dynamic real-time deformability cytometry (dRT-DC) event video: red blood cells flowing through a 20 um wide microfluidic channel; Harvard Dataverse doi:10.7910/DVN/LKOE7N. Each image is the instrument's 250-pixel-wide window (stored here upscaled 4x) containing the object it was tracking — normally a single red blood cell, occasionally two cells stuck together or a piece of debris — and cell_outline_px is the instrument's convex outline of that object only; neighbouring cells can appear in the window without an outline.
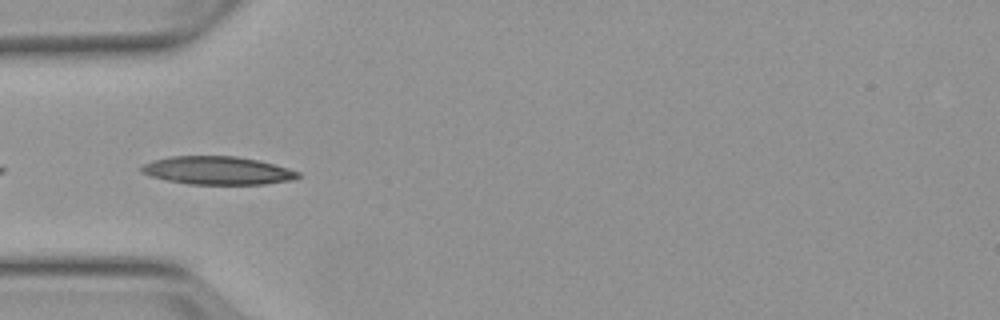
{"species": "Egyptian fruit bat (a non-hibernating species)", "species_latin": "Rousettus aegyptiacus", "temperature_condition": "warm", "stored_images_in_passage": 4, "camera_frame_rate_fps": 3000, "um_per_image_px": 0.085, "animal": {"sex": "female"}, "frame": {"image": 1, "passage_image": 3, "time_ms": 2.333, "image_size_px": [1000, 320], "cell_outline_px": [[300, 176], [292, 180], [264, 184], [188, 184], [168, 180], [152, 176], [140, 172], [140, 168], [144, 164], [152, 160], [172, 156], [236, 156], [260, 160], [288, 168], [300, 172]], "centroid_in_image_um": [18.5, 14.49], "position_along_channel_um": 66.5, "area_um2": 25.66}}
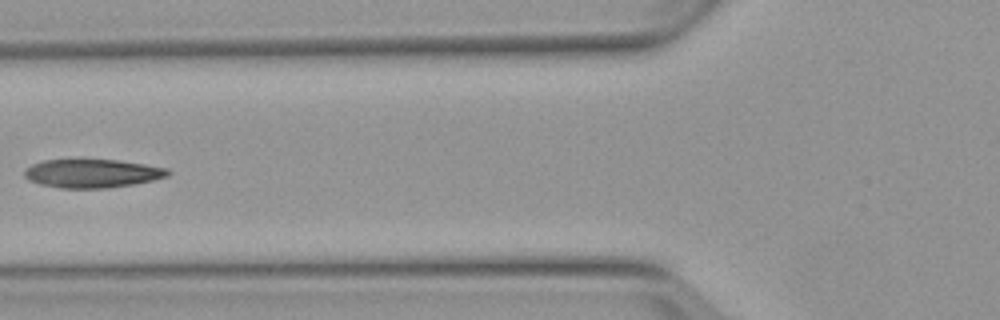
{"frame": {"image": 2, "passage_image": 4, "time_ms": 3.667, "image_size_px": [1000, 320], "cell_outline_px": [[172, 172], [168, 176], [152, 180], [132, 184], [108, 188], [60, 188], [40, 184], [28, 180], [24, 176], [24, 172], [32, 164], [44, 160], [80, 156], [116, 160], [144, 164], [168, 168]], "centroid_in_image_um": [7.8, 14.69], "position_along_channel_um": 118.0, "area_um2": 24.74}}